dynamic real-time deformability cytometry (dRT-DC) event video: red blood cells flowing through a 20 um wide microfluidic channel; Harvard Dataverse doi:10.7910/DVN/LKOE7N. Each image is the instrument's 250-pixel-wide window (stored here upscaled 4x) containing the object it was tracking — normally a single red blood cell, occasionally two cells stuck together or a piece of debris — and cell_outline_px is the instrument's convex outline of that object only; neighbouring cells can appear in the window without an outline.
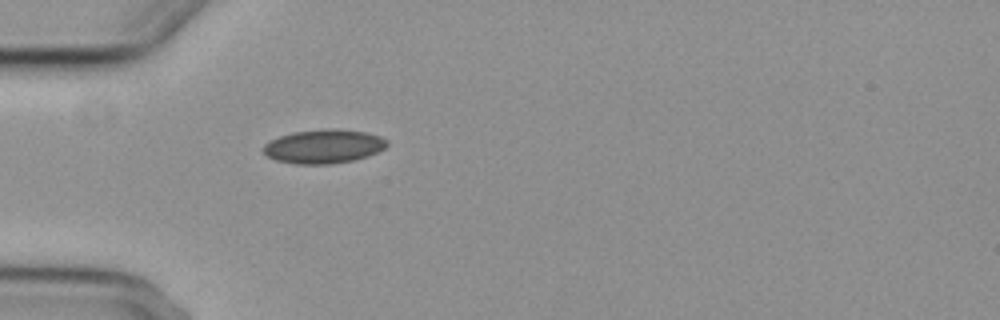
{"species": "common noctule bat (a hibernating species)", "species_latin": "Nyctalus noctula", "temperature_condition": "cold", "stored_images_in_passage": 1, "camera_frame_rate_fps": 3000, "um_per_image_px": 0.085, "animal": {"sex": "female", "body_mass_g": 29.2, "forearm_length_mm": 56.3}, "frame": {"image": 1, "passage_image": 1, "time_ms": 0.0, "image_size_px": [1000, 320], "cell_outline_px": [[388, 144], [384, 148], [368, 156], [352, 160], [332, 164], [296, 164], [276, 160], [268, 156], [264, 152], [264, 144], [280, 136], [292, 132], [332, 128], [336, 128], [364, 132], [380, 136], [388, 140]], "centroid_in_image_um": [27.53, 12.44], "position_along_channel_um": 57.5, "area_um2": 24.28}}